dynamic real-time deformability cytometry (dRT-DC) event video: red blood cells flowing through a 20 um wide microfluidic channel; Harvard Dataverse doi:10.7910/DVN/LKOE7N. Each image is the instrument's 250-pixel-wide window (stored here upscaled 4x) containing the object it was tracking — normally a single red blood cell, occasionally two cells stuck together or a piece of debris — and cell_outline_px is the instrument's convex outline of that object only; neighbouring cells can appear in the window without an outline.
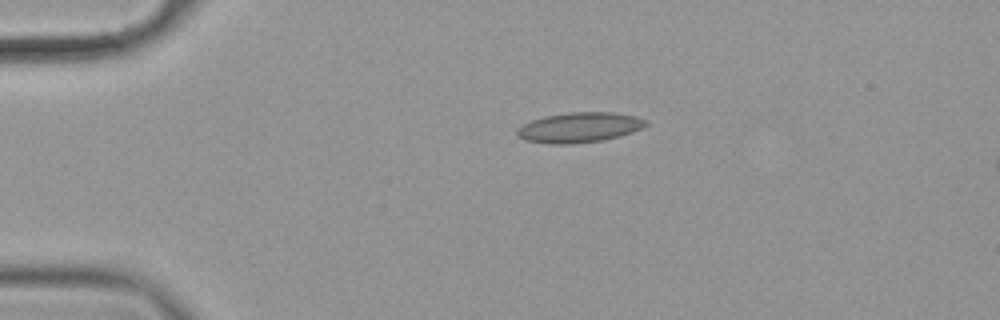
{"species": "common noctule bat (a hibernating species)", "species_latin": "Nyctalus noctula", "temperature_condition": "cold", "stored_images_in_passage": 3, "camera_frame_rate_fps": 3000, "um_per_image_px": 0.085, "animal": {"sex": "female", "body_mass_g": 19.9}, "frame": {"image": 1, "passage_image": 1, "time_ms": 0.0, "image_size_px": [1000, 320], "cell_outline_px": [[648, 124], [632, 132], [620, 136], [604, 140], [572, 144], [548, 144], [524, 140], [516, 136], [516, 128], [532, 120], [544, 116], [568, 112], [616, 112], [636, 116], [648, 120]], "centroid_in_image_um": [49.23, 10.83], "position_along_channel_um": 35.8, "area_um2": 22.89}}